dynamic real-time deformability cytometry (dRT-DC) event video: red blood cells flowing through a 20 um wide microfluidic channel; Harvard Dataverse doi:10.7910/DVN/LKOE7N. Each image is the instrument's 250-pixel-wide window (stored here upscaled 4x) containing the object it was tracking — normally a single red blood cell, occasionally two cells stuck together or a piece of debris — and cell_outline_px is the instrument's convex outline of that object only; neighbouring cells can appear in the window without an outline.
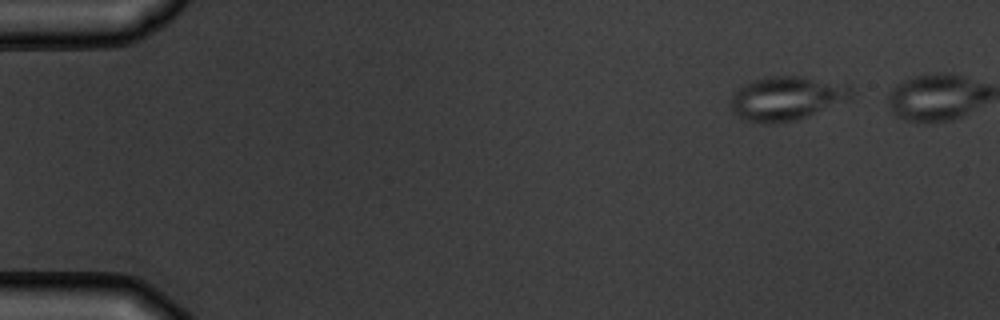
{"species": "common noctule bat (a hibernating species)", "species_latin": "Nyctalus noctula", "temperature_condition": "warm", "stored_images_in_passage": 5, "camera_frame_rate_fps": 3000, "um_per_image_px": 0.085, "animal": {"sex": "male", "body_mass_g": 19.5, "forearm_length_mm": 54.6}, "frame": {"image": 1, "passage_image": 1, "time_ms": 0.0, "image_size_px": [1000, 320], "cell_outline_px": [[852, 100], [796, 120], [764, 124], [744, 120], [736, 116], [732, 108], [732, 96], [744, 84], [752, 80], [764, 76], [804, 76], [848, 84], [852, 88]], "centroid_in_image_um": [66.92, 8.35], "position_along_channel_um": 18.1, "area_um2": 31.21}}